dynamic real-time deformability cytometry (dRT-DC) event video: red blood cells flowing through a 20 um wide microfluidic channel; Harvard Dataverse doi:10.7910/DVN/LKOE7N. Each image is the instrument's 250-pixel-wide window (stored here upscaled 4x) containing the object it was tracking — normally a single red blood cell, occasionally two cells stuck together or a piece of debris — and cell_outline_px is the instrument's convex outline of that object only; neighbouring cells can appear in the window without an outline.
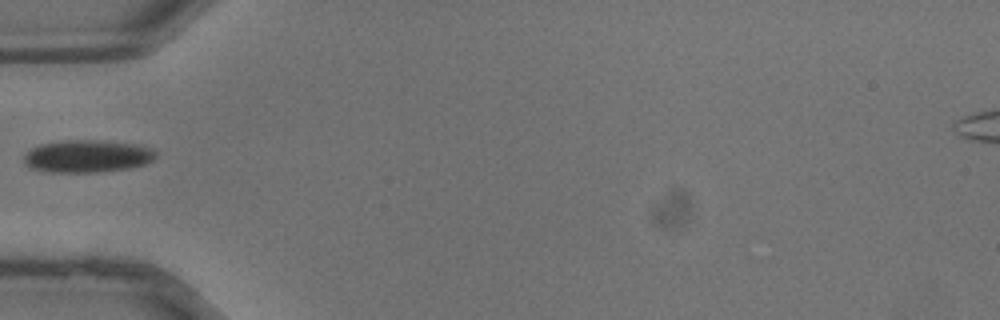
{"species": "common noctule bat (a hibernating species)", "species_latin": "Nyctalus noctula", "temperature_condition": "warm", "stored_images_in_passage": 26, "camera_frame_rate_fps": 3000, "um_per_image_px": 0.085, "animal": {"sex": "male", "body_mass_g": 13.3}, "frame": {"image": 1, "passage_image": 1, "time_ms": 0.0, "image_size_px": [1000, 320], "cell_outline_px": [[156, 156], [148, 164], [128, 168], [100, 172], [48, 172], [32, 168], [24, 164], [24, 152], [40, 144], [60, 140], [96, 140], [140, 144], [156, 152]], "centroid_in_image_um": [7.4, 13.27], "position_along_channel_um": 77.6, "area_um2": 25.2}}
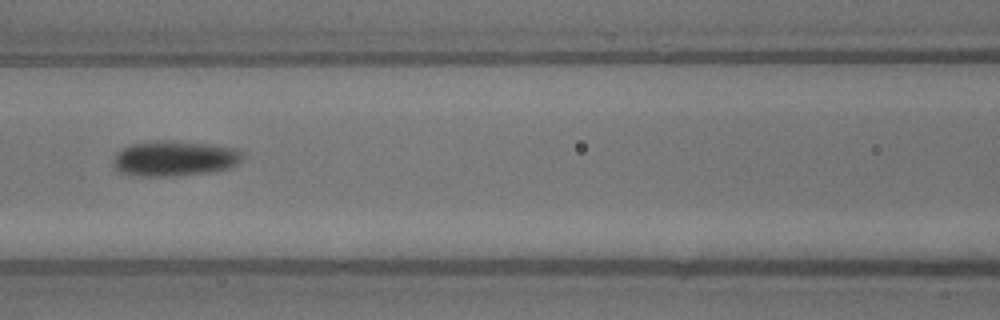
{"frame": {"image": 2, "passage_image": 5, "time_ms": 1.333, "image_size_px": [1000, 320], "cell_outline_px": [[244, 156], [232, 168], [212, 172], [176, 176], [140, 176], [116, 172], [112, 164], [112, 156], [120, 148], [128, 144], [156, 140], [168, 140], [208, 144], [236, 148], [244, 152]], "centroid_in_image_um": [14.78, 13.47], "position_along_channel_um": 151.8, "area_um2": 27.34}}
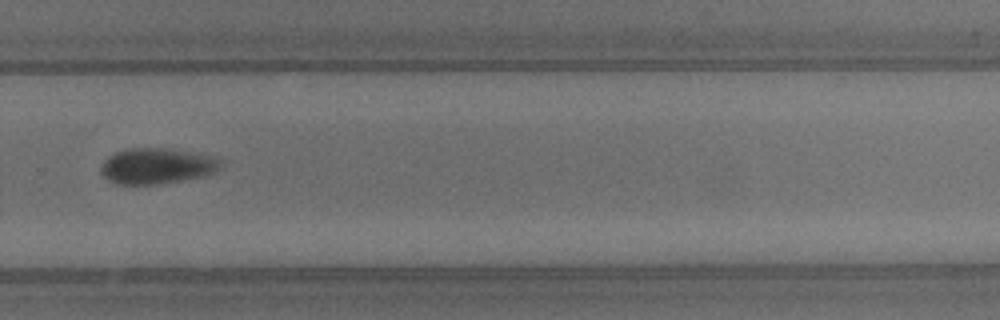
{"frame": {"image": 3, "passage_image": 14, "time_ms": 4.333, "image_size_px": [1000, 320], "cell_outline_px": [[224, 164], [220, 168], [204, 176], [160, 184], [116, 184], [108, 180], [100, 172], [100, 168], [104, 160], [108, 156], [116, 152], [128, 148], [160, 148], [188, 152], [208, 156], [220, 160]], "centroid_in_image_um": [13.28, 14.12], "position_along_channel_um": 316.5, "area_um2": 24.68}}